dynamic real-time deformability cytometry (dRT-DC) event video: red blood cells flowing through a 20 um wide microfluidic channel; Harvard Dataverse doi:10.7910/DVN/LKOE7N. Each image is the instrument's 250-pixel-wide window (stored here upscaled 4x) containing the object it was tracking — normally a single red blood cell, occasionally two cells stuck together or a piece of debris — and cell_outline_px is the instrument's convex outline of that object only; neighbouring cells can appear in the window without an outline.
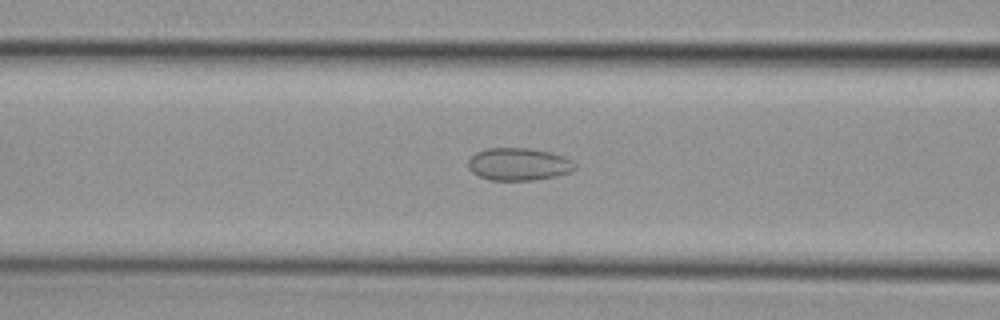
{"species": "common noctule bat (a hibernating species)", "species_latin": "Nyctalus noctula", "temperature_condition": "cold", "stored_images_in_passage": 45, "camera_frame_rate_fps": 3000, "um_per_image_px": 0.085, "animal": {"sex": "female", "body_mass_g": 29.2, "forearm_length_mm": 56.3}, "frame": {"image": 1, "passage_image": 11, "time_ms": 3.333, "image_size_px": [1000, 320], "cell_outline_px": [[576, 168], [572, 172], [556, 176], [532, 180], [492, 180], [480, 176], [472, 172], [468, 168], [468, 160], [476, 152], [488, 148], [528, 148], [548, 152], [564, 156], [572, 160], [576, 164]], "centroid_in_image_um": [44.11, 13.96], "position_along_channel_um": 122.5, "area_um2": 20.23}}
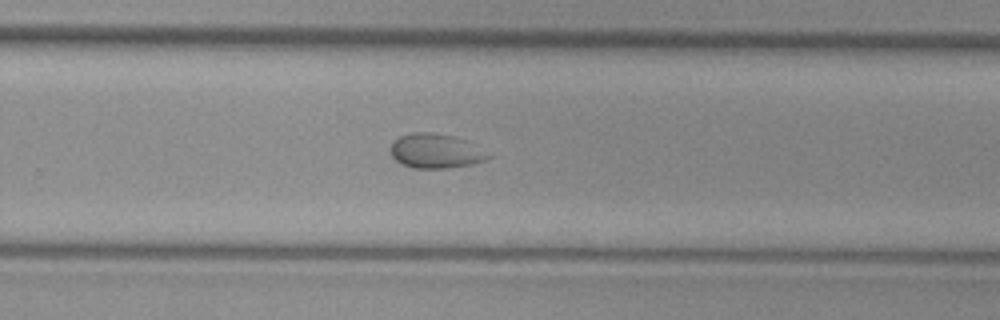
{"frame": {"image": 2, "passage_image": 25, "time_ms": 8.0, "image_size_px": [1000, 320], "cell_outline_px": [[492, 156], [484, 160], [472, 164], [448, 168], [412, 168], [400, 164], [392, 156], [392, 144], [400, 136], [412, 132], [432, 132], [456, 136], [464, 140]], "centroid_in_image_um": [37.0, 12.84], "position_along_channel_um": 292.8, "area_um2": 19.36}}
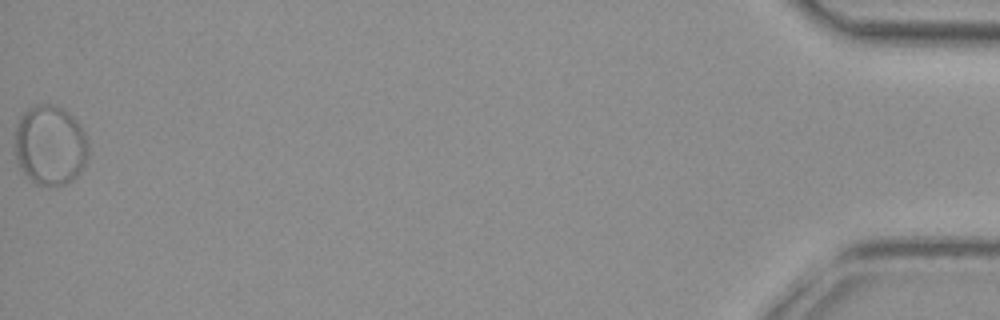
{"frame": {"image": 3, "passage_image": 45, "time_ms": 14.667, "image_size_px": [1000, 320], "cell_outline_px": [[88, 156], [80, 172], [72, 180], [56, 188], [48, 188], [36, 184], [20, 168], [16, 160], [16, 128], [20, 116], [28, 108], [36, 104], [48, 104], [64, 108], [80, 124], [84, 132], [88, 144]], "centroid_in_image_um": [4.27, 12.37], "position_along_channel_um": 430.9, "area_um2": 34.51}}